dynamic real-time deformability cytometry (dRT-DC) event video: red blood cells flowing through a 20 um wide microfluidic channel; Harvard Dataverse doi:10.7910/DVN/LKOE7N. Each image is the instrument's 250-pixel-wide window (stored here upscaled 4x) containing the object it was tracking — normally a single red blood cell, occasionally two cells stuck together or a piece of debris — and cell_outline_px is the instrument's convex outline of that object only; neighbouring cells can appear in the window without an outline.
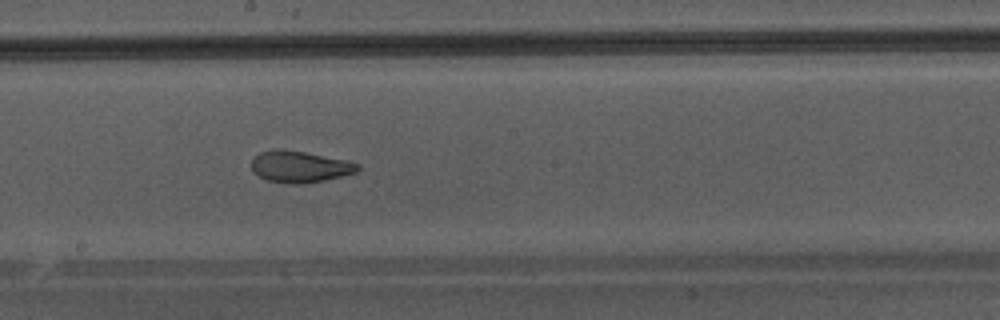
{"species": "Egyptian fruit bat (a non-hibernating species)", "species_latin": "Rousettus aegyptiacus", "temperature_condition": "warm", "stored_images_in_passage": 48, "camera_frame_rate_fps": 3000, "um_per_image_px": 0.085, "animal": {"sex": "male"}, "frame": {"image": 1, "passage_image": 28, "time_ms": 9.0, "image_size_px": [1000, 320], "cell_outline_px": [[360, 168], [356, 172], [324, 180], [304, 184], [288, 184], [268, 180], [252, 172], [252, 160], [260, 152], [276, 148], [304, 152], [344, 160], [360, 164]], "centroid_in_image_um": [25.45, 14.17], "position_along_channel_um": 222.7, "area_um2": 19.31}}